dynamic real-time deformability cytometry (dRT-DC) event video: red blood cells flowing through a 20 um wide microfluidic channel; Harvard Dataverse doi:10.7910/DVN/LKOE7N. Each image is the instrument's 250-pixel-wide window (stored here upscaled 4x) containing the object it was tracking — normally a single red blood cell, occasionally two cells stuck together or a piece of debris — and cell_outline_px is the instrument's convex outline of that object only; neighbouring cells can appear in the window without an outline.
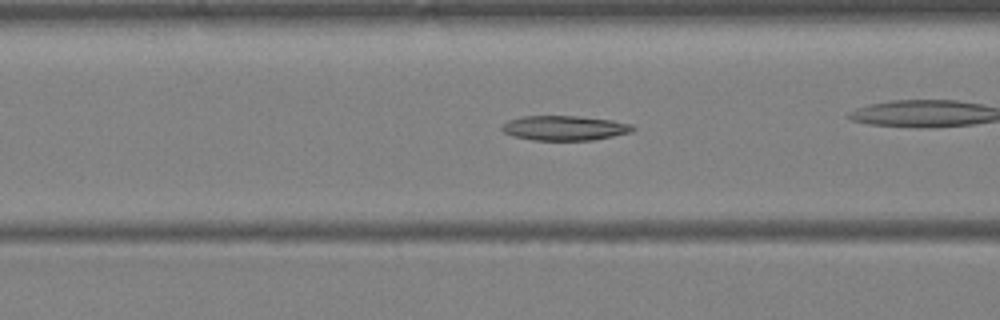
{"species": "Egyptian fruit bat (a non-hibernating species)", "species_latin": "Rousettus aegyptiacus", "temperature_condition": "warm", "stored_images_in_passage": 23, "camera_frame_rate_fps": 3000, "um_per_image_px": 0.085, "animal": {"sex": "female"}, "frame": {"image": 1, "passage_image": 7, "time_ms": 2.0, "image_size_px": [1000, 320], "cell_outline_px": [[636, 128], [632, 132], [592, 140], [532, 140], [512, 136], [504, 132], [500, 128], [508, 120], [520, 116], [576, 116], [612, 120], [632, 124]], "centroid_in_image_um": [47.98, 10.88], "position_along_channel_um": 118.6, "area_um2": 18.9}}
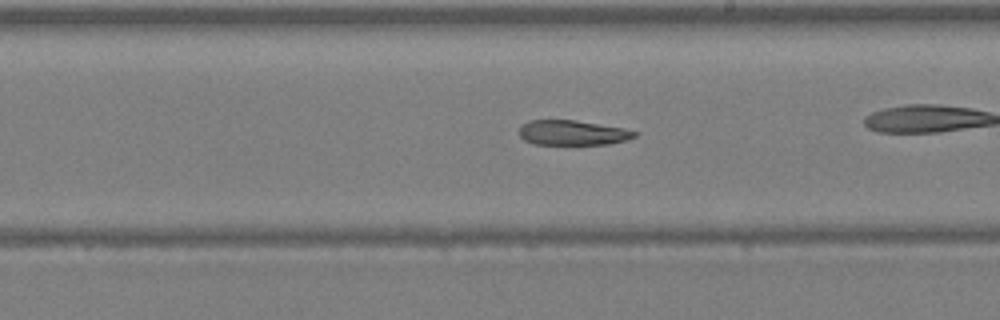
{"frame": {"image": 2, "passage_image": 14, "time_ms": 4.333, "image_size_px": [1000, 320], "cell_outline_px": [[636, 136], [628, 140], [608, 144], [536, 144], [524, 140], [520, 136], [520, 124], [528, 120], [576, 120], [624, 128], [636, 132]], "centroid_in_image_um": [48.66, 11.27], "position_along_channel_um": 240.3, "area_um2": 16.76}}
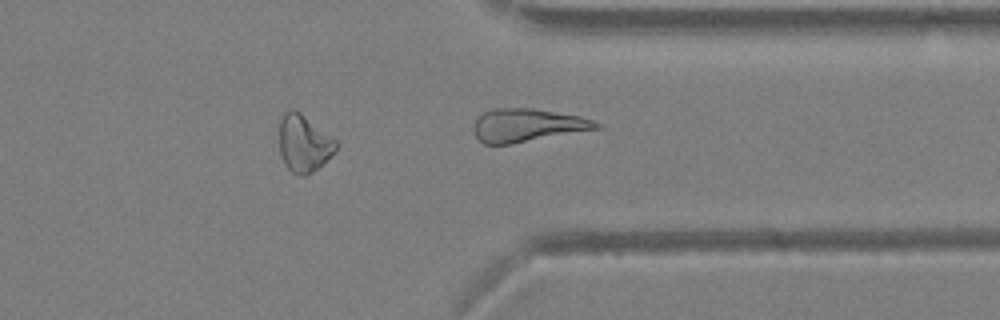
{"frame": {"image": 3, "passage_image": 23, "time_ms": 7.333, "image_size_px": [1000, 320], "cell_outline_px": [[600, 128], [512, 144], [484, 144], [476, 136], [476, 120], [484, 112], [492, 108], [532, 108], [580, 116], [592, 120], [600, 124]], "centroid_in_image_um": [44.84, 10.64], "position_along_channel_um": 366.6, "area_um2": 23.29}}